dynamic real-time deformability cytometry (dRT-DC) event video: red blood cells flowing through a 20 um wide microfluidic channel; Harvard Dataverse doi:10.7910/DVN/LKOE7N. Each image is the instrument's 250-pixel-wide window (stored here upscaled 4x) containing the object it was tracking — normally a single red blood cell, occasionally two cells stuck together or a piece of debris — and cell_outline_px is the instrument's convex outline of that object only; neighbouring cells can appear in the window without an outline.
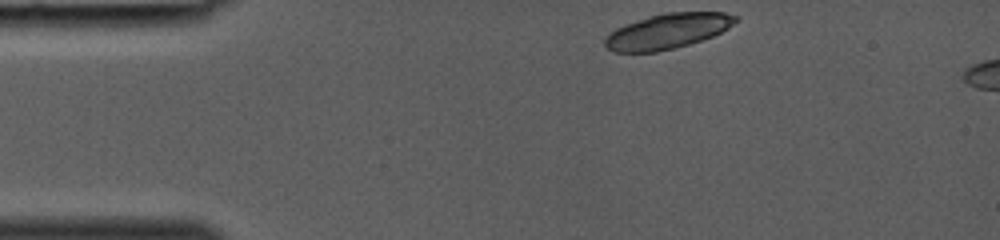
{"species": "common noctule bat (a hibernating species)", "species_latin": "Nyctalus noctula", "temperature_condition": "room temperature", "stored_images_in_passage": 5, "camera_frame_rate_fps": 3000, "um_per_image_px": 0.085, "animal": {"sex": "female", "body_mass_g": 19.0, "forearm_length_mm": 53.3}, "frame": {"image": 1, "passage_image": 1, "time_ms": 0.0, "image_size_px": [1000, 240], "cell_outline_px": [[740, 20], [728, 28], [712, 36], [676, 48], [656, 52], [612, 52], [604, 44], [604, 36], [616, 28], [624, 24], [664, 12], [724, 12], [740, 16]], "centroid_in_image_um": [56.75, 2.64], "position_along_channel_um": 28.3, "area_um2": 26.93}}